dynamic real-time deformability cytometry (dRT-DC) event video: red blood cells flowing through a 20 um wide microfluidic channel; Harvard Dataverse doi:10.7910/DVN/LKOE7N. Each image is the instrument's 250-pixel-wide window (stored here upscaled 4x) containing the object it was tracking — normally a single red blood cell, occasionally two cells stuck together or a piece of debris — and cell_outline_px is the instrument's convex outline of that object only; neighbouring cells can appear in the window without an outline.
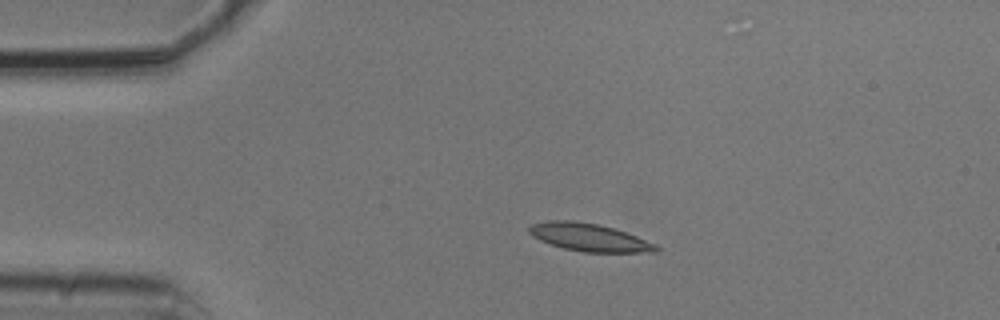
{"species": "common noctule bat (a hibernating species)", "species_latin": "Nyctalus noctula", "temperature_condition": "cold", "stored_images_in_passage": 2, "camera_frame_rate_fps": 3000, "um_per_image_px": 0.085, "animal": {"sex": "male", "body_mass_g": 20.5, "forearm_length_mm": 52.5}, "frame": {"image": 1, "passage_image": 1, "time_ms": 0.0, "image_size_px": [1000, 320], "cell_outline_px": [[660, 252], [584, 252], [564, 248], [540, 240], [532, 236], [528, 232], [528, 228], [532, 224], [548, 220], [572, 220], [596, 224], [612, 228], [636, 236], [656, 244], [660, 248]], "centroid_in_image_um": [50.08, 20.18], "position_along_channel_um": 34.9, "area_um2": 20.35}}